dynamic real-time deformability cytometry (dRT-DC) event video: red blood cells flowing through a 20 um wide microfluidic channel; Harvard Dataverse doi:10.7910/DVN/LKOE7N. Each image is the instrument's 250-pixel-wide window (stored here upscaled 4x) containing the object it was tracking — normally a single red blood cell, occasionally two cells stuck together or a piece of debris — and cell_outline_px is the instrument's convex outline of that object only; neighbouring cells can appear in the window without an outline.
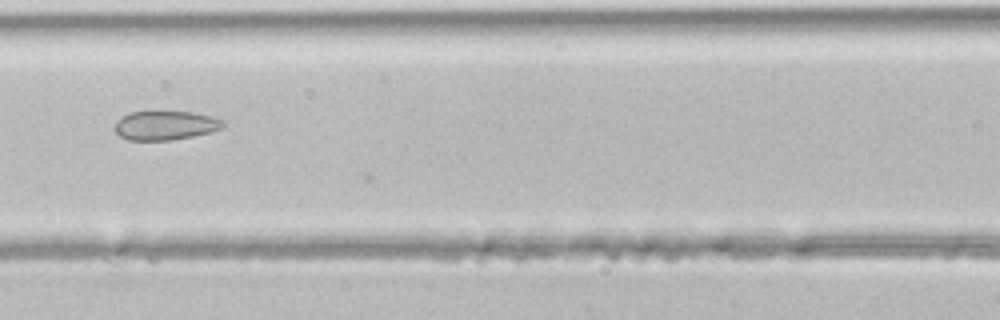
{"species": "common noctule bat (a hibernating species)", "species_latin": "Nyctalus noctula", "temperature_condition": "room temperature", "stored_images_in_passage": 8, "camera_frame_rate_fps": 3000, "um_per_image_px": 0.085, "animal": {"sex": "male", "body_mass_g": 21.5, "forearm_length_mm": 52.0}, "frame": {"image": 1, "passage_image": 5, "time_ms": 1.333, "image_size_px": [1000, 320], "cell_outline_px": [[224, 124], [220, 128], [208, 132], [192, 136], [172, 140], [128, 140], [120, 136], [116, 132], [116, 120], [128, 112], [192, 112], [224, 120]], "centroid_in_image_um": [14.01, 10.66], "position_along_channel_um": 152.6, "area_um2": 18.03}}
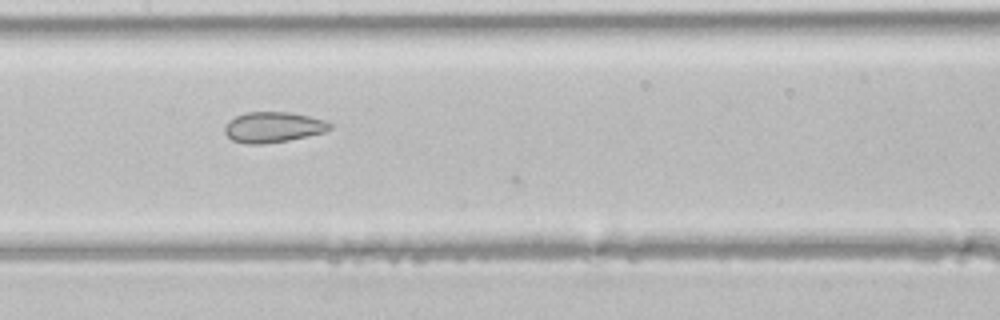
{"frame": {"image": 2, "passage_image": 7, "time_ms": 2.0, "image_size_px": [1000, 320], "cell_outline_px": [[332, 128], [324, 132], [288, 140], [264, 144], [248, 144], [232, 140], [224, 132], [224, 128], [228, 120], [244, 112], [288, 112], [308, 116], [324, 120], [332, 124]], "centroid_in_image_um": [23.19, 10.81], "position_along_channel_um": 184.2, "area_um2": 18.67}}